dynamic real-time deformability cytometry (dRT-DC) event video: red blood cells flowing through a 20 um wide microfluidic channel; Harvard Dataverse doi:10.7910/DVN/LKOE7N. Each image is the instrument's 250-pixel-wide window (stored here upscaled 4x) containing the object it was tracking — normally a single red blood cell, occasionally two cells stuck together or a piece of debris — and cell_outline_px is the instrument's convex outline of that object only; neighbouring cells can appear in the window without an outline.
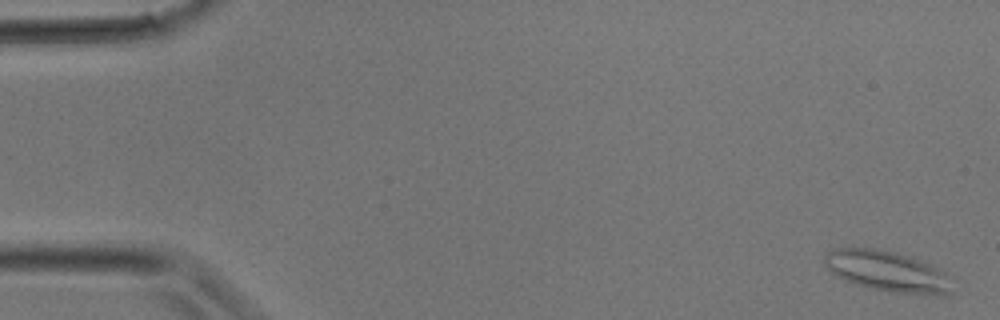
{"species": "common noctule bat (a hibernating species)", "species_latin": "Nyctalus noctula", "temperature_condition": "room temperature", "stored_images_in_passage": 8, "camera_frame_rate_fps": 3000, "um_per_image_px": 0.085, "animal": {"sex": "male", "body_mass_g": 17.9}, "frame": {"image": 1, "passage_image": 1, "time_ms": 0.0, "image_size_px": [1000, 320], "cell_outline_px": [[952, 292], [944, 296], [936, 296], [896, 292], [872, 288], [856, 284], [844, 280], [836, 276], [824, 264], [824, 256], [828, 252], [836, 248], [876, 248], [896, 252], [920, 260], [940, 268], [944, 272]], "centroid_in_image_um": [75.42, 23.06], "position_along_channel_um": 9.6, "area_um2": 30.11}}